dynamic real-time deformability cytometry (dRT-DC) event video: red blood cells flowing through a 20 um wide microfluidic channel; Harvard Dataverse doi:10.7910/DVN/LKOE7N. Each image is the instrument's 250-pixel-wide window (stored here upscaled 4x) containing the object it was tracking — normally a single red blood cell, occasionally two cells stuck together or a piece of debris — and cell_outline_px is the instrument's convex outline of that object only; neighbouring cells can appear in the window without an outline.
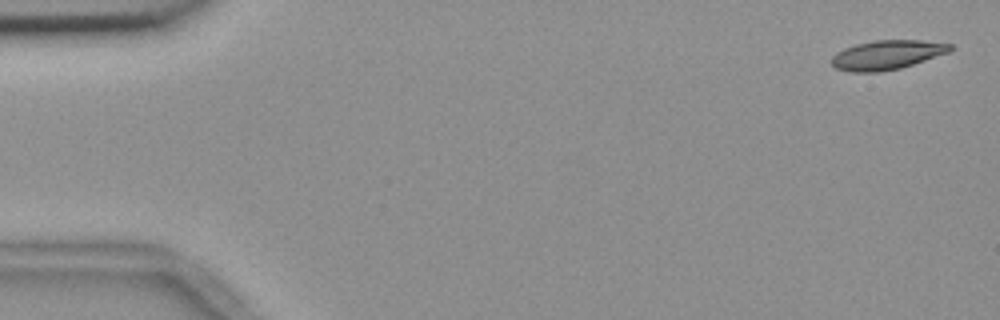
{"species": "common noctule bat (a hibernating species)", "species_latin": "Nyctalus noctula", "temperature_condition": "room temperature", "stored_images_in_passage": 5, "camera_frame_rate_fps": 3000, "um_per_image_px": 0.085, "animal": {"sex": "female", "body_mass_g": 18.4}, "frame": {"image": 1, "passage_image": 1, "time_ms": 0.0, "image_size_px": [1000, 320], "cell_outline_px": [[956, 48], [948, 52], [900, 68], [880, 72], [852, 72], [836, 68], [832, 64], [832, 56], [836, 52], [844, 48], [856, 44], [876, 40], [920, 40], [952, 44]], "centroid_in_image_um": [75.39, 4.66], "position_along_channel_um": 9.6, "area_um2": 20.11}}
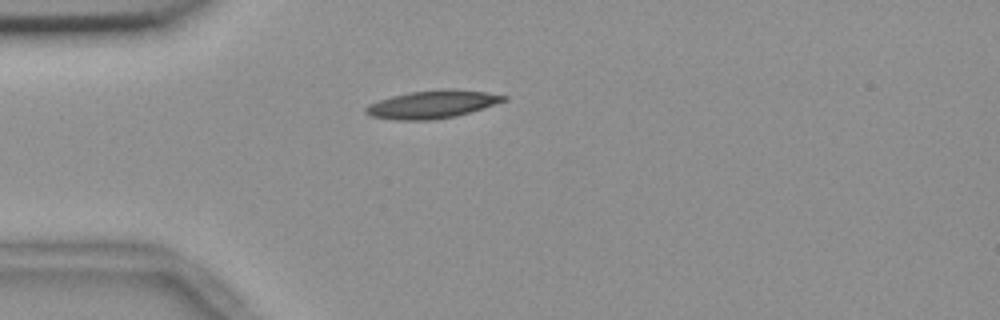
{"frame": {"image": 2, "passage_image": 5, "time_ms": 1.333, "image_size_px": [1000, 320], "cell_outline_px": [[508, 100], [456, 116], [432, 120], [396, 120], [372, 116], [364, 112], [364, 108], [368, 104], [392, 96], [408, 92], [444, 88], [452, 88], [484, 92], [508, 96]], "centroid_in_image_um": [36.73, 8.86], "position_along_channel_um": 48.3, "area_um2": 22.43}}